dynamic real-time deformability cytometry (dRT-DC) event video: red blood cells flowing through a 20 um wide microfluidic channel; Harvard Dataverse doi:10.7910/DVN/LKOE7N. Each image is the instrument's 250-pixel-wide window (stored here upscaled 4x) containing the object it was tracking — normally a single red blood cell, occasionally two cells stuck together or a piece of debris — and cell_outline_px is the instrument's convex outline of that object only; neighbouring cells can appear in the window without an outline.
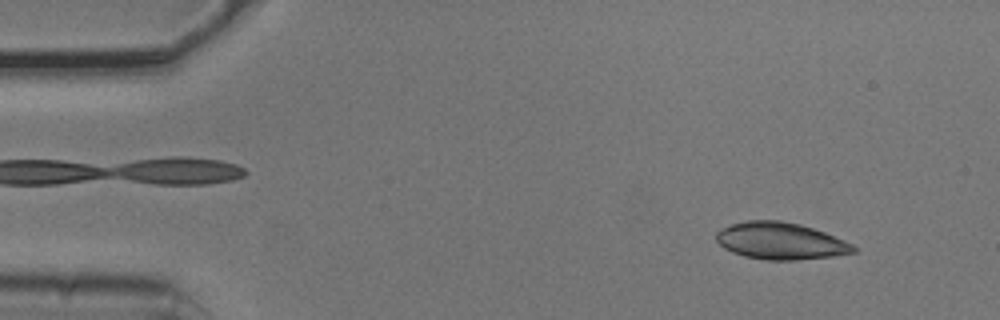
{"species": "common noctule bat (a hibernating species)", "species_latin": "Nyctalus noctula", "temperature_condition": "cold", "stored_images_in_passage": 52, "camera_frame_rate_fps": 3000, "um_per_image_px": 0.085, "animal": {"sex": "male", "body_mass_g": 20.5, "forearm_length_mm": 52.5}, "frame": {"image": 1, "passage_image": 4, "time_ms": 1.0, "image_size_px": [1000, 320], "cell_outline_px": [[860, 248], [856, 252], [832, 256], [796, 260], [764, 260], [744, 256], [732, 252], [724, 248], [716, 240], [716, 232], [720, 228], [744, 220], [780, 220], [800, 224], [824, 232], [844, 240]], "centroid_in_image_um": [66.34, 20.48], "position_along_channel_um": 18.7, "area_um2": 29.71}}
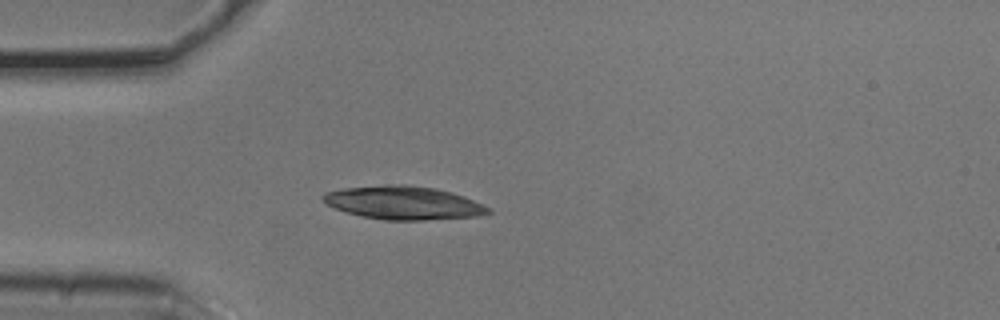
{"frame": {"image": 2, "passage_image": 13, "time_ms": 4.0, "image_size_px": [1000, 320], "cell_outline_px": [[492, 212], [476, 216], [424, 220], [384, 220], [360, 216], [336, 208], [328, 204], [320, 196], [324, 192], [344, 188], [388, 184], [408, 184], [436, 188], [452, 192], [464, 196], [492, 208]], "centroid_in_image_um": [34.32, 17.23], "position_along_channel_um": 50.7, "area_um2": 32.19}}
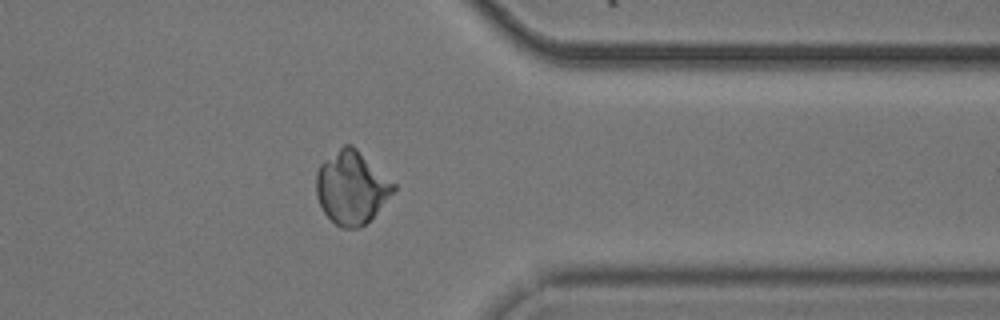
{"frame": {"image": 3, "passage_image": 41, "time_ms": 13.333, "image_size_px": [1000, 320], "cell_outline_px": [[396, 188], [376, 212], [360, 228], [340, 228], [324, 212], [316, 196], [316, 172], [320, 164], [324, 160], [344, 144], [352, 144], [396, 184]], "centroid_in_image_um": [29.86, 15.92], "position_along_channel_um": 381.5, "area_um2": 32.54}}